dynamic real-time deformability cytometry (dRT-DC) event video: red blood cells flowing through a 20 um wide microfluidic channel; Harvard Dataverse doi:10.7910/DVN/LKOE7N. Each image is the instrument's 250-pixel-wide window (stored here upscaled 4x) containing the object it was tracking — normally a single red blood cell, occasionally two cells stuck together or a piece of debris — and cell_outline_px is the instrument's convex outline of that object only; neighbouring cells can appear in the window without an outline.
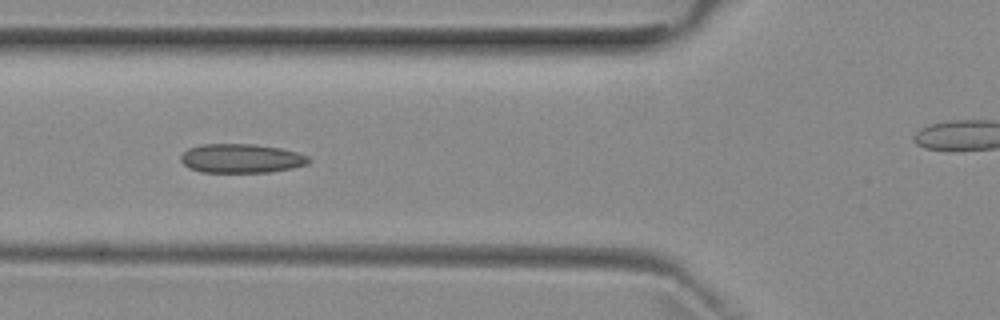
{"species": "common noctule bat (a hibernating species)", "species_latin": "Nyctalus noctula", "temperature_condition": "room temperature", "stored_images_in_passage": 6, "camera_frame_rate_fps": 3000, "um_per_image_px": 0.085, "animal": {"sex": "female", "body_mass_g": 29.2, "forearm_length_mm": 56.3}, "frame": {"image": 1, "passage_image": 4, "time_ms": 4.667, "image_size_px": [1000, 320], "cell_outline_px": [[312, 160], [308, 164], [292, 168], [272, 172], [200, 172], [188, 168], [180, 160], [180, 156], [188, 148], [200, 144], [252, 144], [280, 148], [296, 152], [308, 156]], "centroid_in_image_um": [20.5, 13.47], "position_along_channel_um": 105.3, "area_um2": 21.79}}
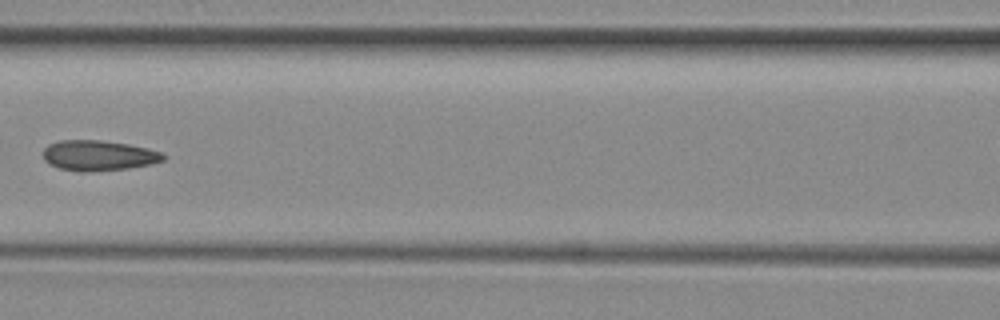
{"frame": {"image": 2, "passage_image": 5, "time_ms": 6.0, "image_size_px": [1000, 320], "cell_outline_px": [[168, 156], [164, 160], [152, 164], [128, 168], [84, 172], [80, 172], [60, 168], [48, 164], [44, 160], [44, 148], [48, 144], [60, 140], [100, 140], [128, 144], [148, 148], [164, 152]], "centroid_in_image_um": [8.41, 13.21], "position_along_channel_um": 158.2, "area_um2": 21.44}}
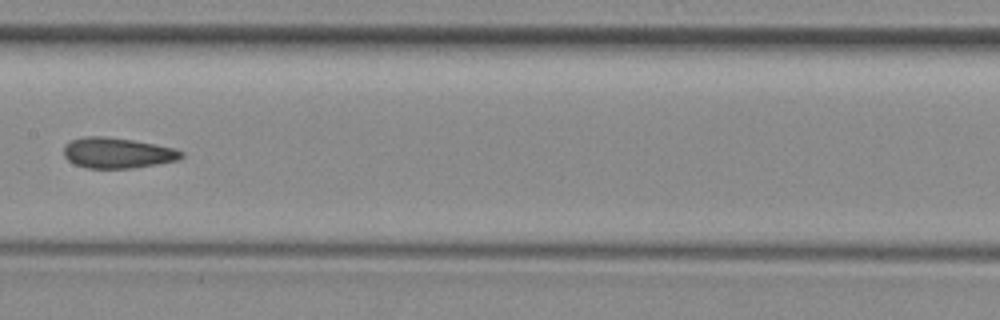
{"frame": {"image": 3, "passage_image": 6, "time_ms": 7.0, "image_size_px": [1000, 320], "cell_outline_px": [[184, 156], [180, 160], [136, 168], [88, 168], [76, 164], [68, 160], [64, 156], [64, 148], [72, 140], [84, 136], [104, 136], [132, 140], [172, 148], [184, 152]], "centroid_in_image_um": [10.01, 13.01], "position_along_channel_um": 197.4, "area_um2": 20.81}}